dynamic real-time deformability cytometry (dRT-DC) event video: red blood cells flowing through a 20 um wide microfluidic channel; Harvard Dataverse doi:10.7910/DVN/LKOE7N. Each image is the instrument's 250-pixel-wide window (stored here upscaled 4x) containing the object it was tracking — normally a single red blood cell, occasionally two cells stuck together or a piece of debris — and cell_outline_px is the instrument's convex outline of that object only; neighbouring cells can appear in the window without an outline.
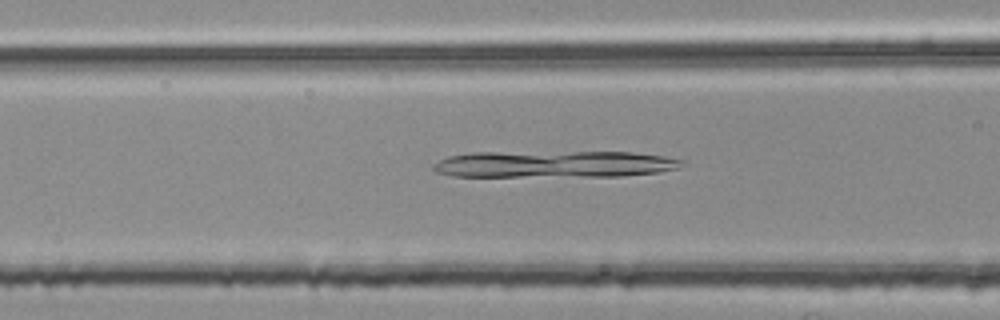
{"species": "common noctule bat (a hibernating species)", "species_latin": "Nyctalus noctula", "temperature_condition": "room temperature", "stored_images_in_passage": 44, "camera_frame_rate_fps": 3000, "um_per_image_px": 0.085, "animal": {"sex": "female", "body_mass_g": 25.1}, "frame": {"image": 1, "passage_image": 11, "time_ms": 3.333, "image_size_px": [1000, 320], "cell_outline_px": [[688, 164], [676, 168], [660, 172], [620, 176], [452, 176], [436, 172], [432, 168], [432, 164], [448, 156], [472, 152], [632, 152], [664, 156], [684, 160]], "centroid_in_image_um": [47.13, 13.95], "position_along_channel_um": 119.5, "area_um2": 38.96}}
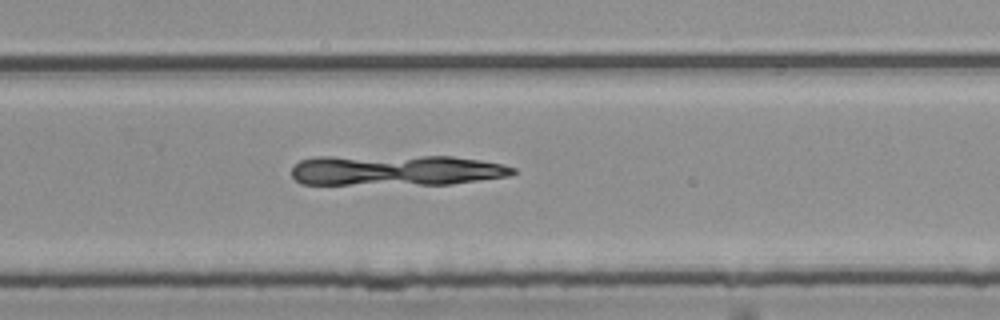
{"frame": {"image": 2, "passage_image": 25, "time_ms": 8.0, "image_size_px": [1000, 320], "cell_outline_px": [[516, 172], [508, 176], [452, 184], [300, 184], [292, 176], [292, 168], [300, 160], [316, 156], [452, 156], [480, 160], [500, 164], [516, 168]], "centroid_in_image_um": [33.64, 14.46], "position_along_channel_um": 296.2, "area_um2": 39.77}}
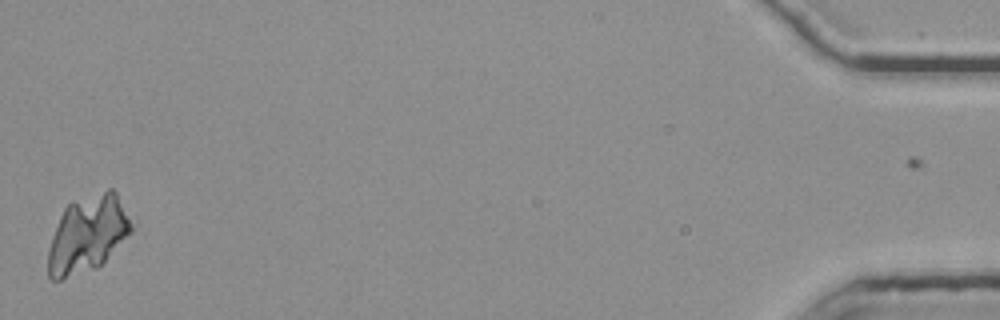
{"frame": {"image": 3, "passage_image": 43, "time_ms": 14.0, "image_size_px": [1000, 320], "cell_outline_px": [[136, 224], [132, 232], [96, 268], [60, 280], [52, 280], [48, 276], [48, 248], [52, 236], [60, 216], [64, 208], [72, 200], [108, 188], [112, 188], [116, 192], [136, 220]], "centroid_in_image_um": [7.5, 19.85], "position_along_channel_um": 427.7, "area_um2": 37.97}}